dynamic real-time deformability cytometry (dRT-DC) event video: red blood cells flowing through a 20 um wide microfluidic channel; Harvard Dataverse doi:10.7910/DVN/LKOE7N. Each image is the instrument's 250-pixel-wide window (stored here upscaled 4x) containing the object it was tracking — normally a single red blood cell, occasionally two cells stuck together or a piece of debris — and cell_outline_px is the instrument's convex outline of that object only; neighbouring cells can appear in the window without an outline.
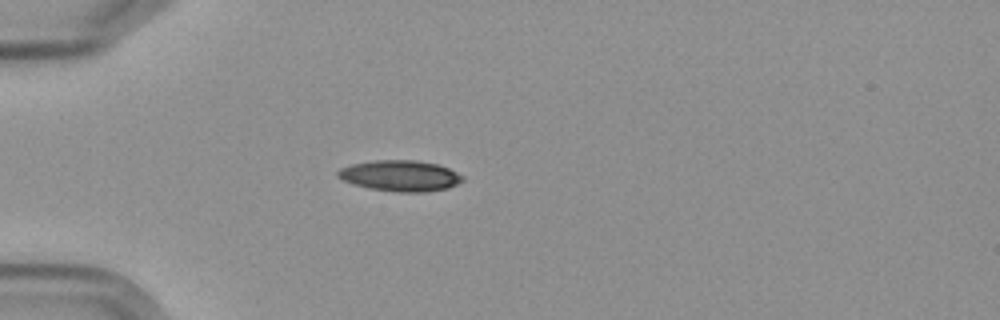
{"species": "Egyptian fruit bat (a non-hibernating species)", "species_latin": "Rousettus aegyptiacus", "temperature_condition": "cold", "stored_images_in_passage": 5, "camera_frame_rate_fps": 3000, "um_per_image_px": 0.085, "frame": {"image": 1, "passage_image": 5, "time_ms": 4.667, "image_size_px": [1000, 320], "cell_outline_px": [[464, 180], [448, 188], [424, 192], [396, 192], [368, 188], [352, 184], [336, 176], [336, 172], [340, 168], [352, 164], [376, 160], [416, 160], [436, 164], [448, 168], [464, 176]], "centroid_in_image_um": [34.0, 14.94], "position_along_channel_um": 51.0, "area_um2": 22.48}}